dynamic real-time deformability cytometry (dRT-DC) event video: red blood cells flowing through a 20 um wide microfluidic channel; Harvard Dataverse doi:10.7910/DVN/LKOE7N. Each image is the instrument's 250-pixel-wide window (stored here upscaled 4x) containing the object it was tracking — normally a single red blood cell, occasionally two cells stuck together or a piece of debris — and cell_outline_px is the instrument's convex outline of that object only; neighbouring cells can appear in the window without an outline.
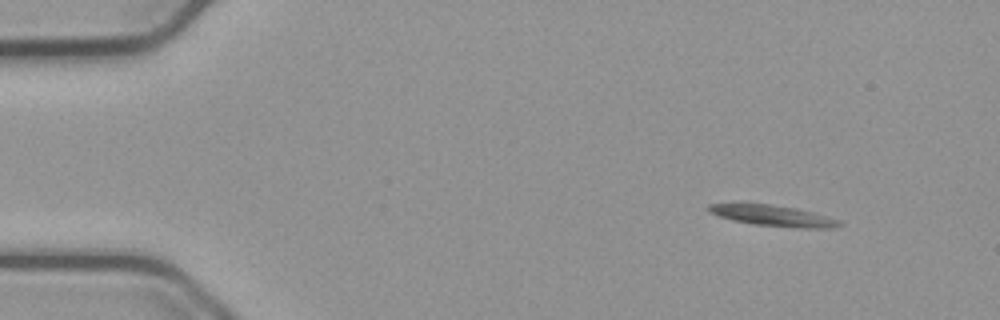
{"species": "common noctule bat (a hibernating species)", "species_latin": "Nyctalus noctula", "temperature_condition": "cold", "stored_images_in_passage": 50, "camera_frame_rate_fps": 3000, "um_per_image_px": 0.085, "animal": {"sex": "male", "body_mass_g": 23.1, "forearm_length_mm": 52.7}, "frame": {"image": 1, "passage_image": 1, "time_ms": 0.0, "image_size_px": [1000, 320], "cell_outline_px": [[844, 224], [836, 228], [800, 228], [756, 224], [732, 220], [720, 216], [712, 212], [708, 208], [708, 204], [768, 204], [796, 208], [812, 212], [840, 220]], "centroid_in_image_um": [65.81, 18.34], "position_along_channel_um": 19.2, "area_um2": 15.55}}
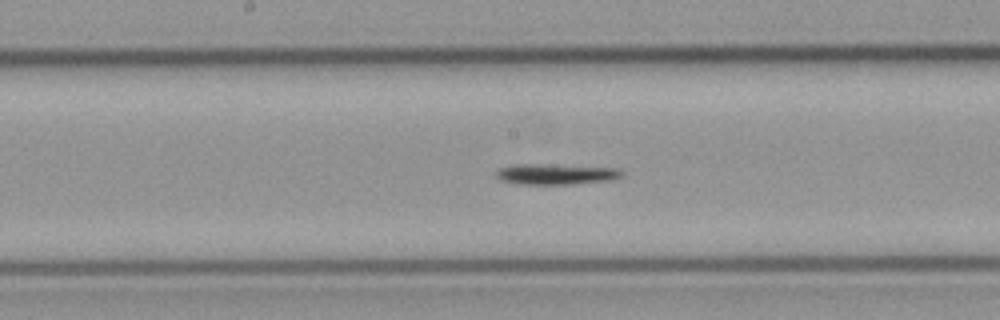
{"frame": {"image": 2, "passage_image": 23, "time_ms": 7.333, "image_size_px": [1000, 320], "cell_outline_px": [[624, 172], [620, 176], [612, 180], [572, 184], [520, 184], [500, 180], [496, 176], [496, 172], [500, 168], [516, 164], [536, 164], [616, 168]], "centroid_in_image_um": [47.23, 14.81], "position_along_channel_um": 201.0, "area_um2": 14.91}}
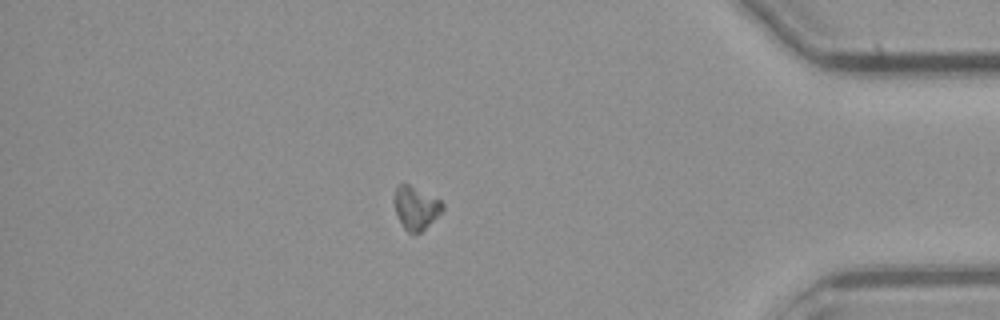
{"frame": {"image": 3, "passage_image": 42, "time_ms": 13.667, "image_size_px": [1000, 320], "cell_outline_px": [[444, 208], [420, 232], [408, 232], [404, 228], [396, 212], [396, 188], [400, 184], [408, 184], [440, 200], [444, 204]], "centroid_in_image_um": [35.36, 17.66], "position_along_channel_um": 399.8, "area_um2": 11.39}}